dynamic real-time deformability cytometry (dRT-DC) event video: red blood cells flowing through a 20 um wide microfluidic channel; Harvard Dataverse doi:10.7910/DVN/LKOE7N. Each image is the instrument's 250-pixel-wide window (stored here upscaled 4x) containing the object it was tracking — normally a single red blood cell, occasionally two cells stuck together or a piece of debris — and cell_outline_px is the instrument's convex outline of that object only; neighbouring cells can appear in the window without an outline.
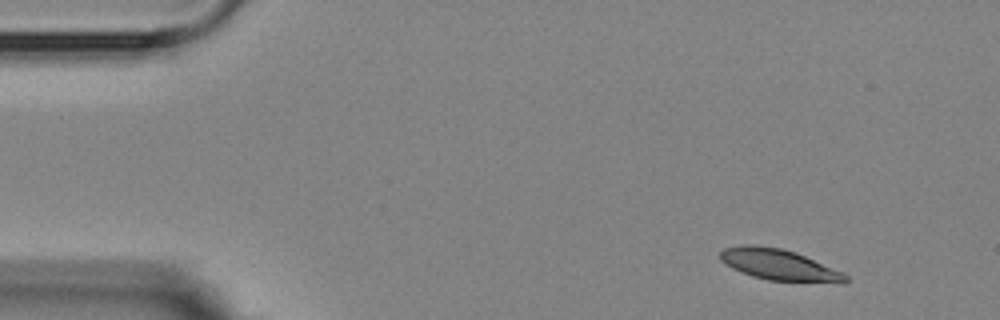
{"species": "Egyptian fruit bat (a non-hibernating species)", "species_latin": "Rousettus aegyptiacus", "temperature_condition": "room temperature", "stored_images_in_passage": 4, "camera_frame_rate_fps": 3000, "um_per_image_px": 0.085, "animal": {"sex": "female"}, "frame": {"image": 1, "passage_image": 1, "time_ms": 0.0, "image_size_px": [1000, 320], "cell_outline_px": [[848, 280], [844, 284], [840, 284], [768, 280], [752, 276], [732, 268], [720, 260], [720, 252], [724, 248], [744, 244], [756, 244], [780, 248], [796, 252], [844, 272], [848, 276]], "centroid_in_image_um": [66.28, 22.52], "position_along_channel_um": 18.7, "area_um2": 23.12}}
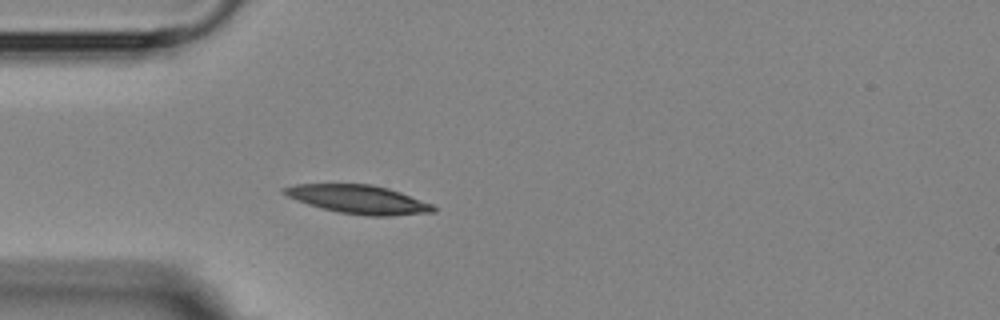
{"frame": {"image": 2, "passage_image": 4, "time_ms": 3.333, "image_size_px": [1000, 320], "cell_outline_px": [[436, 212], [392, 216], [368, 216], [340, 212], [308, 204], [296, 200], [280, 192], [280, 188], [296, 184], [372, 184], [388, 188], [400, 192], [432, 204], [436, 208]], "centroid_in_image_um": [30.47, 16.94], "position_along_channel_um": 54.5, "area_um2": 24.8}}